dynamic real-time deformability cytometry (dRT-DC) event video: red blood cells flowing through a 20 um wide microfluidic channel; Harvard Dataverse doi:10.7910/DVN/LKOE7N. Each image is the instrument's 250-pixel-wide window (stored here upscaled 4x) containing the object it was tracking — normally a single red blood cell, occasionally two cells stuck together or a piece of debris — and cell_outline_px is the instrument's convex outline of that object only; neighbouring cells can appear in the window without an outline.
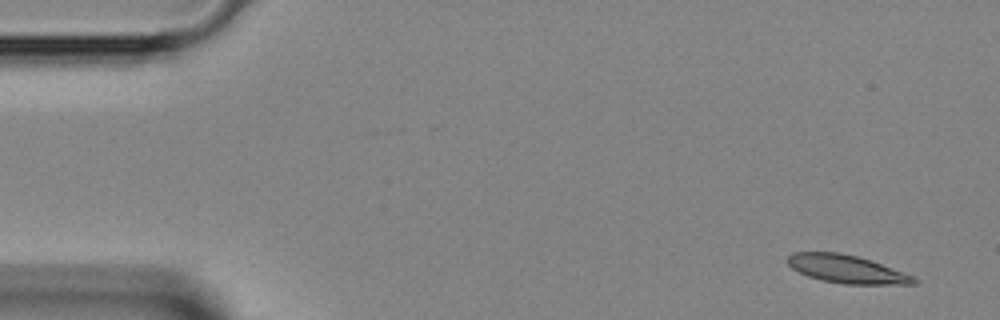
{"species": "Egyptian fruit bat (a non-hibernating species)", "species_latin": "Rousettus aegyptiacus", "temperature_condition": "room temperature", "stored_images_in_passage": 14, "camera_frame_rate_fps": 3000, "um_per_image_px": 0.085, "animal": {"sex": "female"}, "frame": {"image": 1, "passage_image": 3, "time_ms": 0.667, "image_size_px": [1000, 320], "cell_outline_px": [[920, 280], [916, 284], [844, 284], [824, 280], [808, 276], [792, 268], [784, 260], [792, 252], [840, 252], [856, 256], [880, 264], [912, 276]], "centroid_in_image_um": [71.92, 22.87], "position_along_channel_um": 13.1, "area_um2": 20.35}}
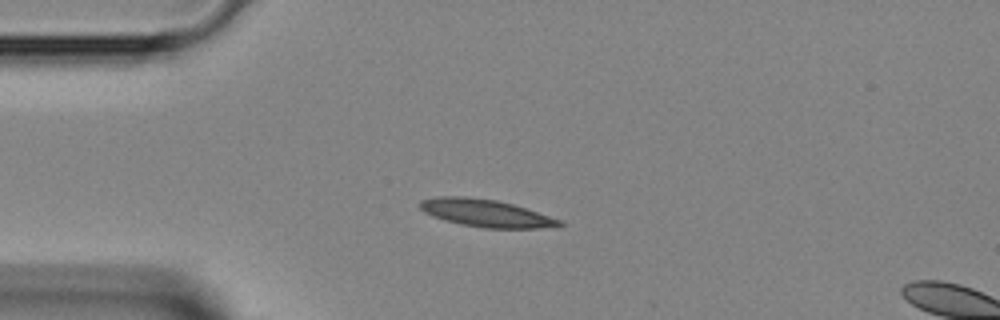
{"frame": {"image": 2, "passage_image": 11, "time_ms": 3.333, "image_size_px": [1000, 320], "cell_outline_px": [[564, 224], [540, 228], [484, 228], [460, 224], [444, 220], [432, 216], [424, 212], [416, 204], [420, 200], [436, 196], [468, 196], [496, 200], [512, 204], [560, 220]], "centroid_in_image_um": [41.17, 18.1], "position_along_channel_um": 43.8, "area_um2": 22.2}}